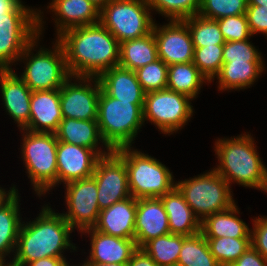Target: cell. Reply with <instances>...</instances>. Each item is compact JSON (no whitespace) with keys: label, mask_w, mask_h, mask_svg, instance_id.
I'll return each instance as SVG.
<instances>
[{"label":"cell","mask_w":267,"mask_h":266,"mask_svg":"<svg viewBox=\"0 0 267 266\" xmlns=\"http://www.w3.org/2000/svg\"><path fill=\"white\" fill-rule=\"evenodd\" d=\"M66 257H45L27 263L25 266H65Z\"/></svg>","instance_id":"cell-45"},{"label":"cell","mask_w":267,"mask_h":266,"mask_svg":"<svg viewBox=\"0 0 267 266\" xmlns=\"http://www.w3.org/2000/svg\"><path fill=\"white\" fill-rule=\"evenodd\" d=\"M38 36V9L21 2L0 15V70L13 69L25 48Z\"/></svg>","instance_id":"cell-9"},{"label":"cell","mask_w":267,"mask_h":266,"mask_svg":"<svg viewBox=\"0 0 267 266\" xmlns=\"http://www.w3.org/2000/svg\"><path fill=\"white\" fill-rule=\"evenodd\" d=\"M119 43L143 37L154 20L147 0H112L100 10V21Z\"/></svg>","instance_id":"cell-10"},{"label":"cell","mask_w":267,"mask_h":266,"mask_svg":"<svg viewBox=\"0 0 267 266\" xmlns=\"http://www.w3.org/2000/svg\"><path fill=\"white\" fill-rule=\"evenodd\" d=\"M90 1L101 10L105 5H107L112 0H90Z\"/></svg>","instance_id":"cell-49"},{"label":"cell","mask_w":267,"mask_h":266,"mask_svg":"<svg viewBox=\"0 0 267 266\" xmlns=\"http://www.w3.org/2000/svg\"><path fill=\"white\" fill-rule=\"evenodd\" d=\"M182 21L188 26L194 48L225 44L217 20L197 14Z\"/></svg>","instance_id":"cell-33"},{"label":"cell","mask_w":267,"mask_h":266,"mask_svg":"<svg viewBox=\"0 0 267 266\" xmlns=\"http://www.w3.org/2000/svg\"><path fill=\"white\" fill-rule=\"evenodd\" d=\"M21 132V156L26 173L31 179L33 190L41 197L57 186L58 140L55 133L31 132L26 129Z\"/></svg>","instance_id":"cell-7"},{"label":"cell","mask_w":267,"mask_h":266,"mask_svg":"<svg viewBox=\"0 0 267 266\" xmlns=\"http://www.w3.org/2000/svg\"><path fill=\"white\" fill-rule=\"evenodd\" d=\"M246 16L252 36L257 33L267 36V7L247 5Z\"/></svg>","instance_id":"cell-41"},{"label":"cell","mask_w":267,"mask_h":266,"mask_svg":"<svg viewBox=\"0 0 267 266\" xmlns=\"http://www.w3.org/2000/svg\"><path fill=\"white\" fill-rule=\"evenodd\" d=\"M168 216L160 198L137 199L135 242L142 248L148 241L169 234Z\"/></svg>","instance_id":"cell-19"},{"label":"cell","mask_w":267,"mask_h":266,"mask_svg":"<svg viewBox=\"0 0 267 266\" xmlns=\"http://www.w3.org/2000/svg\"><path fill=\"white\" fill-rule=\"evenodd\" d=\"M81 264H82V265H81ZM81 264H80V266H86V264H85L84 262L81 263ZM65 266H70V265H69V263L67 262V264H66ZM71 266H72V265H71ZM73 266H75V265H73Z\"/></svg>","instance_id":"cell-52"},{"label":"cell","mask_w":267,"mask_h":266,"mask_svg":"<svg viewBox=\"0 0 267 266\" xmlns=\"http://www.w3.org/2000/svg\"><path fill=\"white\" fill-rule=\"evenodd\" d=\"M2 104L21 130L29 125L32 91L13 69L0 70Z\"/></svg>","instance_id":"cell-17"},{"label":"cell","mask_w":267,"mask_h":266,"mask_svg":"<svg viewBox=\"0 0 267 266\" xmlns=\"http://www.w3.org/2000/svg\"><path fill=\"white\" fill-rule=\"evenodd\" d=\"M135 73L146 93L167 88L168 65L161 59L137 69Z\"/></svg>","instance_id":"cell-38"},{"label":"cell","mask_w":267,"mask_h":266,"mask_svg":"<svg viewBox=\"0 0 267 266\" xmlns=\"http://www.w3.org/2000/svg\"><path fill=\"white\" fill-rule=\"evenodd\" d=\"M151 10L168 20H184L197 15L201 0H147Z\"/></svg>","instance_id":"cell-35"},{"label":"cell","mask_w":267,"mask_h":266,"mask_svg":"<svg viewBox=\"0 0 267 266\" xmlns=\"http://www.w3.org/2000/svg\"><path fill=\"white\" fill-rule=\"evenodd\" d=\"M176 188L200 221L236 204L231 186L213 168L210 172L176 182Z\"/></svg>","instance_id":"cell-8"},{"label":"cell","mask_w":267,"mask_h":266,"mask_svg":"<svg viewBox=\"0 0 267 266\" xmlns=\"http://www.w3.org/2000/svg\"><path fill=\"white\" fill-rule=\"evenodd\" d=\"M47 8L56 16L57 37L69 29L100 21V9L90 0H52Z\"/></svg>","instance_id":"cell-22"},{"label":"cell","mask_w":267,"mask_h":266,"mask_svg":"<svg viewBox=\"0 0 267 266\" xmlns=\"http://www.w3.org/2000/svg\"><path fill=\"white\" fill-rule=\"evenodd\" d=\"M192 100L185 94L167 88L147 92L143 106L144 122L149 120L166 135L176 133L193 116Z\"/></svg>","instance_id":"cell-11"},{"label":"cell","mask_w":267,"mask_h":266,"mask_svg":"<svg viewBox=\"0 0 267 266\" xmlns=\"http://www.w3.org/2000/svg\"><path fill=\"white\" fill-rule=\"evenodd\" d=\"M100 158L93 149L58 141L57 186L92 177Z\"/></svg>","instance_id":"cell-16"},{"label":"cell","mask_w":267,"mask_h":266,"mask_svg":"<svg viewBox=\"0 0 267 266\" xmlns=\"http://www.w3.org/2000/svg\"><path fill=\"white\" fill-rule=\"evenodd\" d=\"M224 44L194 48L193 63L211 83L223 64Z\"/></svg>","instance_id":"cell-36"},{"label":"cell","mask_w":267,"mask_h":266,"mask_svg":"<svg viewBox=\"0 0 267 266\" xmlns=\"http://www.w3.org/2000/svg\"><path fill=\"white\" fill-rule=\"evenodd\" d=\"M21 2V0H0V15L12 12Z\"/></svg>","instance_id":"cell-46"},{"label":"cell","mask_w":267,"mask_h":266,"mask_svg":"<svg viewBox=\"0 0 267 266\" xmlns=\"http://www.w3.org/2000/svg\"><path fill=\"white\" fill-rule=\"evenodd\" d=\"M217 22L226 42L245 41L252 36L246 14L217 19Z\"/></svg>","instance_id":"cell-40"},{"label":"cell","mask_w":267,"mask_h":266,"mask_svg":"<svg viewBox=\"0 0 267 266\" xmlns=\"http://www.w3.org/2000/svg\"><path fill=\"white\" fill-rule=\"evenodd\" d=\"M206 241L220 266H230L251 246V238L218 237Z\"/></svg>","instance_id":"cell-34"},{"label":"cell","mask_w":267,"mask_h":266,"mask_svg":"<svg viewBox=\"0 0 267 266\" xmlns=\"http://www.w3.org/2000/svg\"><path fill=\"white\" fill-rule=\"evenodd\" d=\"M230 266H267V259L257 250L250 246L234 263Z\"/></svg>","instance_id":"cell-43"},{"label":"cell","mask_w":267,"mask_h":266,"mask_svg":"<svg viewBox=\"0 0 267 266\" xmlns=\"http://www.w3.org/2000/svg\"><path fill=\"white\" fill-rule=\"evenodd\" d=\"M251 133L216 139L214 151L219 165L213 169L231 184L267 192V168L257 152ZM232 182V183H231Z\"/></svg>","instance_id":"cell-3"},{"label":"cell","mask_w":267,"mask_h":266,"mask_svg":"<svg viewBox=\"0 0 267 266\" xmlns=\"http://www.w3.org/2000/svg\"><path fill=\"white\" fill-rule=\"evenodd\" d=\"M65 203L68 211L61 213L71 227L79 232L93 228L100 212L98 188L93 177L65 184Z\"/></svg>","instance_id":"cell-13"},{"label":"cell","mask_w":267,"mask_h":266,"mask_svg":"<svg viewBox=\"0 0 267 266\" xmlns=\"http://www.w3.org/2000/svg\"><path fill=\"white\" fill-rule=\"evenodd\" d=\"M92 177L97 183L100 210L131 197L125 162L113 150L98 160Z\"/></svg>","instance_id":"cell-14"},{"label":"cell","mask_w":267,"mask_h":266,"mask_svg":"<svg viewBox=\"0 0 267 266\" xmlns=\"http://www.w3.org/2000/svg\"><path fill=\"white\" fill-rule=\"evenodd\" d=\"M183 235L165 234L148 241L142 249L158 266H177Z\"/></svg>","instance_id":"cell-32"},{"label":"cell","mask_w":267,"mask_h":266,"mask_svg":"<svg viewBox=\"0 0 267 266\" xmlns=\"http://www.w3.org/2000/svg\"><path fill=\"white\" fill-rule=\"evenodd\" d=\"M102 89L120 101L144 104L146 92L141 87L135 71L114 66L98 77Z\"/></svg>","instance_id":"cell-23"},{"label":"cell","mask_w":267,"mask_h":266,"mask_svg":"<svg viewBox=\"0 0 267 266\" xmlns=\"http://www.w3.org/2000/svg\"><path fill=\"white\" fill-rule=\"evenodd\" d=\"M248 5H257L267 7V0H247Z\"/></svg>","instance_id":"cell-50"},{"label":"cell","mask_w":267,"mask_h":266,"mask_svg":"<svg viewBox=\"0 0 267 266\" xmlns=\"http://www.w3.org/2000/svg\"><path fill=\"white\" fill-rule=\"evenodd\" d=\"M253 222L251 246L267 259V216H258Z\"/></svg>","instance_id":"cell-42"},{"label":"cell","mask_w":267,"mask_h":266,"mask_svg":"<svg viewBox=\"0 0 267 266\" xmlns=\"http://www.w3.org/2000/svg\"><path fill=\"white\" fill-rule=\"evenodd\" d=\"M0 266H20V265H17V264H15L14 262H7L6 263V260L4 261V260H0Z\"/></svg>","instance_id":"cell-51"},{"label":"cell","mask_w":267,"mask_h":266,"mask_svg":"<svg viewBox=\"0 0 267 266\" xmlns=\"http://www.w3.org/2000/svg\"><path fill=\"white\" fill-rule=\"evenodd\" d=\"M177 266H220L211 254L206 238L201 232L183 236Z\"/></svg>","instance_id":"cell-31"},{"label":"cell","mask_w":267,"mask_h":266,"mask_svg":"<svg viewBox=\"0 0 267 266\" xmlns=\"http://www.w3.org/2000/svg\"><path fill=\"white\" fill-rule=\"evenodd\" d=\"M154 22L152 31L157 42L158 58L168 66L193 61L194 47L188 26L182 20L166 25Z\"/></svg>","instance_id":"cell-15"},{"label":"cell","mask_w":267,"mask_h":266,"mask_svg":"<svg viewBox=\"0 0 267 266\" xmlns=\"http://www.w3.org/2000/svg\"><path fill=\"white\" fill-rule=\"evenodd\" d=\"M56 38L72 77H99L119 65L120 43L100 22L69 29Z\"/></svg>","instance_id":"cell-1"},{"label":"cell","mask_w":267,"mask_h":266,"mask_svg":"<svg viewBox=\"0 0 267 266\" xmlns=\"http://www.w3.org/2000/svg\"><path fill=\"white\" fill-rule=\"evenodd\" d=\"M15 191V185H13V187H10V190L8 191L0 187V205L4 203Z\"/></svg>","instance_id":"cell-47"},{"label":"cell","mask_w":267,"mask_h":266,"mask_svg":"<svg viewBox=\"0 0 267 266\" xmlns=\"http://www.w3.org/2000/svg\"><path fill=\"white\" fill-rule=\"evenodd\" d=\"M124 162L128 187L136 199L159 198L176 187L173 174L159 160L131 146L113 150Z\"/></svg>","instance_id":"cell-6"},{"label":"cell","mask_w":267,"mask_h":266,"mask_svg":"<svg viewBox=\"0 0 267 266\" xmlns=\"http://www.w3.org/2000/svg\"><path fill=\"white\" fill-rule=\"evenodd\" d=\"M62 119L60 89L32 91L30 120L26 130L55 133Z\"/></svg>","instance_id":"cell-20"},{"label":"cell","mask_w":267,"mask_h":266,"mask_svg":"<svg viewBox=\"0 0 267 266\" xmlns=\"http://www.w3.org/2000/svg\"><path fill=\"white\" fill-rule=\"evenodd\" d=\"M264 66L263 62H223L215 76L218 80V91L245 90L252 87L264 72Z\"/></svg>","instance_id":"cell-27"},{"label":"cell","mask_w":267,"mask_h":266,"mask_svg":"<svg viewBox=\"0 0 267 266\" xmlns=\"http://www.w3.org/2000/svg\"><path fill=\"white\" fill-rule=\"evenodd\" d=\"M157 59V42L153 31L143 37L120 43L119 66L123 68L136 71Z\"/></svg>","instance_id":"cell-29"},{"label":"cell","mask_w":267,"mask_h":266,"mask_svg":"<svg viewBox=\"0 0 267 266\" xmlns=\"http://www.w3.org/2000/svg\"><path fill=\"white\" fill-rule=\"evenodd\" d=\"M73 231L63 215L55 213L46 204L33 221L21 223L11 260L17 265L25 266L45 257H65L63 254L66 249L77 250L69 238Z\"/></svg>","instance_id":"cell-2"},{"label":"cell","mask_w":267,"mask_h":266,"mask_svg":"<svg viewBox=\"0 0 267 266\" xmlns=\"http://www.w3.org/2000/svg\"><path fill=\"white\" fill-rule=\"evenodd\" d=\"M159 198L168 216L170 233L191 236L200 232L201 221L176 187Z\"/></svg>","instance_id":"cell-25"},{"label":"cell","mask_w":267,"mask_h":266,"mask_svg":"<svg viewBox=\"0 0 267 266\" xmlns=\"http://www.w3.org/2000/svg\"><path fill=\"white\" fill-rule=\"evenodd\" d=\"M245 41L225 42L223 48V62H264L263 55L253 43Z\"/></svg>","instance_id":"cell-39"},{"label":"cell","mask_w":267,"mask_h":266,"mask_svg":"<svg viewBox=\"0 0 267 266\" xmlns=\"http://www.w3.org/2000/svg\"><path fill=\"white\" fill-rule=\"evenodd\" d=\"M247 0H201L199 15L208 19L246 14Z\"/></svg>","instance_id":"cell-37"},{"label":"cell","mask_w":267,"mask_h":266,"mask_svg":"<svg viewBox=\"0 0 267 266\" xmlns=\"http://www.w3.org/2000/svg\"><path fill=\"white\" fill-rule=\"evenodd\" d=\"M126 266H158L156 262L142 249L138 248Z\"/></svg>","instance_id":"cell-44"},{"label":"cell","mask_w":267,"mask_h":266,"mask_svg":"<svg viewBox=\"0 0 267 266\" xmlns=\"http://www.w3.org/2000/svg\"><path fill=\"white\" fill-rule=\"evenodd\" d=\"M86 266H126V264L121 263H85Z\"/></svg>","instance_id":"cell-48"},{"label":"cell","mask_w":267,"mask_h":266,"mask_svg":"<svg viewBox=\"0 0 267 266\" xmlns=\"http://www.w3.org/2000/svg\"><path fill=\"white\" fill-rule=\"evenodd\" d=\"M42 14L43 11L38 9V36L25 48L18 59V62L22 60L25 62L24 72L19 77L31 91L60 89L71 77L66 66L64 50L57 40L52 49L41 47L36 54L32 51L34 47H38L37 43L44 28Z\"/></svg>","instance_id":"cell-4"},{"label":"cell","mask_w":267,"mask_h":266,"mask_svg":"<svg viewBox=\"0 0 267 266\" xmlns=\"http://www.w3.org/2000/svg\"><path fill=\"white\" fill-rule=\"evenodd\" d=\"M18 189L0 205V260L15 252L21 226L20 197ZM6 258V259H5Z\"/></svg>","instance_id":"cell-28"},{"label":"cell","mask_w":267,"mask_h":266,"mask_svg":"<svg viewBox=\"0 0 267 266\" xmlns=\"http://www.w3.org/2000/svg\"><path fill=\"white\" fill-rule=\"evenodd\" d=\"M210 83L193 62L168 66L167 89L195 99L204 83Z\"/></svg>","instance_id":"cell-30"},{"label":"cell","mask_w":267,"mask_h":266,"mask_svg":"<svg viewBox=\"0 0 267 266\" xmlns=\"http://www.w3.org/2000/svg\"><path fill=\"white\" fill-rule=\"evenodd\" d=\"M58 141L86 147L96 151L101 157L109 154L112 150L104 143L97 120H79L63 118L55 132ZM102 142L107 151L98 147Z\"/></svg>","instance_id":"cell-24"},{"label":"cell","mask_w":267,"mask_h":266,"mask_svg":"<svg viewBox=\"0 0 267 266\" xmlns=\"http://www.w3.org/2000/svg\"><path fill=\"white\" fill-rule=\"evenodd\" d=\"M72 80L74 83L71 82ZM101 88L98 77L71 76L60 88L62 117L97 120L98 99Z\"/></svg>","instance_id":"cell-12"},{"label":"cell","mask_w":267,"mask_h":266,"mask_svg":"<svg viewBox=\"0 0 267 266\" xmlns=\"http://www.w3.org/2000/svg\"><path fill=\"white\" fill-rule=\"evenodd\" d=\"M137 199L133 196L99 212L93 229L125 239H135Z\"/></svg>","instance_id":"cell-21"},{"label":"cell","mask_w":267,"mask_h":266,"mask_svg":"<svg viewBox=\"0 0 267 266\" xmlns=\"http://www.w3.org/2000/svg\"><path fill=\"white\" fill-rule=\"evenodd\" d=\"M238 206L211 214L201 221L200 232L205 238L232 237L251 238V228L240 219Z\"/></svg>","instance_id":"cell-26"},{"label":"cell","mask_w":267,"mask_h":266,"mask_svg":"<svg viewBox=\"0 0 267 266\" xmlns=\"http://www.w3.org/2000/svg\"><path fill=\"white\" fill-rule=\"evenodd\" d=\"M91 236L89 258L84 263H121L127 264L138 249L134 239H125L108 235L93 228L85 229L81 234Z\"/></svg>","instance_id":"cell-18"},{"label":"cell","mask_w":267,"mask_h":266,"mask_svg":"<svg viewBox=\"0 0 267 266\" xmlns=\"http://www.w3.org/2000/svg\"><path fill=\"white\" fill-rule=\"evenodd\" d=\"M143 106L110 97L101 88L97 123L104 143L111 150L134 144L139 129L144 125Z\"/></svg>","instance_id":"cell-5"}]
</instances>
